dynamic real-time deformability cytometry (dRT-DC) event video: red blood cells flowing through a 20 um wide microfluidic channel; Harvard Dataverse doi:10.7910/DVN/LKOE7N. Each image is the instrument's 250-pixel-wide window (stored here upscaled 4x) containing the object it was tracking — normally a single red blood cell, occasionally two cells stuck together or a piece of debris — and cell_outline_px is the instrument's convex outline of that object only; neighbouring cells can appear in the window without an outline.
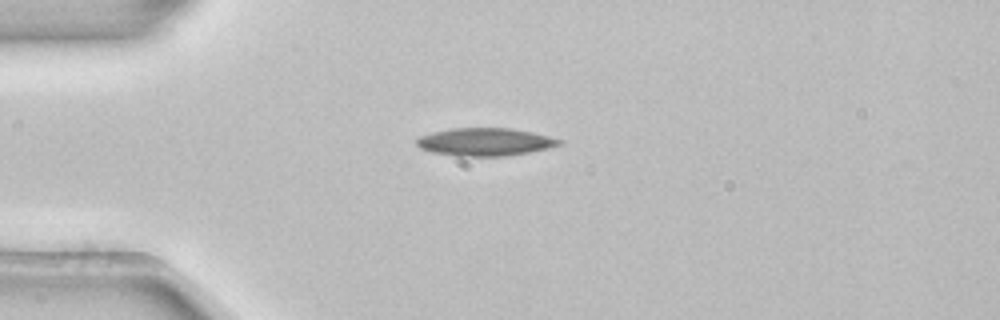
{"species": "common noctule bat (a hibernating species)", "species_latin": "Nyctalus noctula", "temperature_condition": "room temperature", "stored_images_in_passage": 39, "camera_frame_rate_fps": 3000, "um_per_image_px": 0.085, "animal": {"sex": "female", "body_mass_g": 22.7, "forearm_length_mm": 54.2}, "frame": {"image": 1, "passage_image": 1, "time_ms": 0.0, "image_size_px": [1000, 320], "cell_outline_px": [[564, 144], [528, 152], [508, 156], [456, 156], [432, 152], [420, 148], [416, 144], [416, 140], [420, 136], [432, 132], [452, 128], [508, 128], [532, 132], [564, 140]], "centroid_in_image_um": [41.23, 12.06], "position_along_channel_um": 43.8, "area_um2": 23.12}}
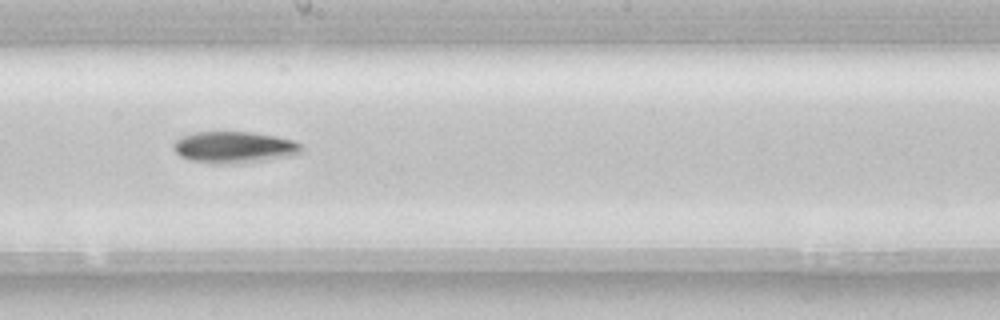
{"frame": {"image": 2, "passage_image": 17, "time_ms": 5.333, "image_size_px": [1000, 320], "cell_outline_px": [[304, 148], [300, 152], [292, 156], [236, 164], [220, 164], [188, 160], [180, 156], [176, 152], [172, 144], [180, 136], [196, 132], [252, 132], [276, 136], [292, 140], [300, 144]], "centroid_in_image_um": [19.89, 12.52], "position_along_channel_um": 228.3, "area_um2": 23.64}}
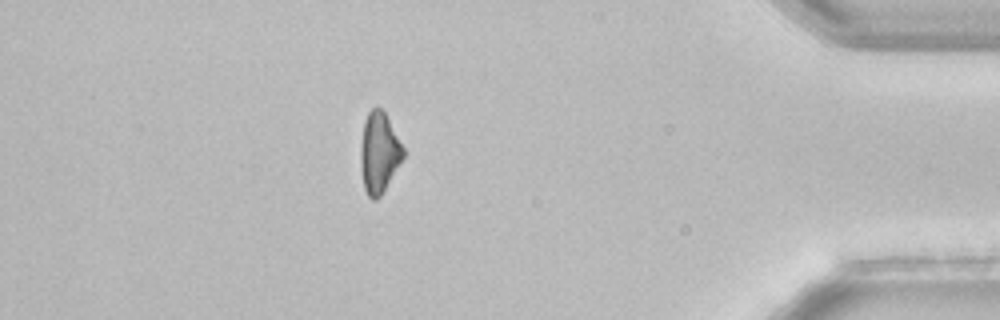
{"frame": {"image": 3, "passage_image": 34, "time_ms": 11.0, "image_size_px": [1000, 320], "cell_outline_px": [[404, 156], [380, 196], [376, 200], [372, 200], [368, 196], [364, 188], [360, 164], [360, 148], [364, 120], [368, 112], [372, 108], [380, 108], [384, 112], [404, 148]], "centroid_in_image_um": [32.2, 12.98], "position_along_channel_um": 403.0, "area_um2": 19.77}, "authors_computed_cell_mechanics": {"area_um2": 22.253, "velocity_mm_per_s": 3.8721, "shape_relaxation_time_tau1_ms": 2.8276, "shape_relaxation_time_tau2_ms": null, "deformation_change_tau1": 0.1237, "deformation_change_tau2": null}}